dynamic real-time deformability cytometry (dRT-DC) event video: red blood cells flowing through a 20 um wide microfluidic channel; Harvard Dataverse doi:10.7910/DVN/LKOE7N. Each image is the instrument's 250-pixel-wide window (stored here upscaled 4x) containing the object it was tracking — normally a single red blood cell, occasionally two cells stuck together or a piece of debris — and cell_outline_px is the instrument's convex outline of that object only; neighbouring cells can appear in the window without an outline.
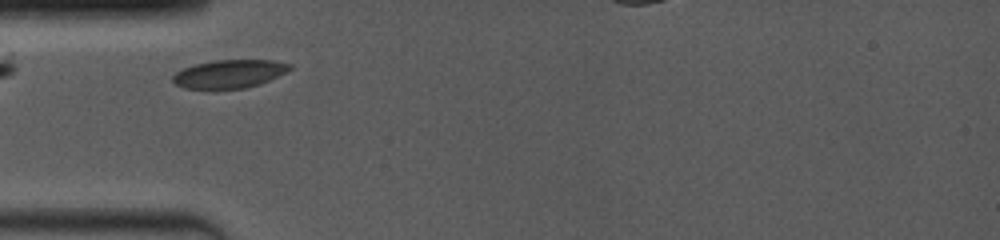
{"species": "common noctule bat (a hibernating species)", "species_latin": "Nyctalus noctula", "temperature_condition": "room temperature", "stored_images_in_passage": 5, "segment_of_instrument_passage": [1, 2], "camera_frame_rate_fps": 4000, "um_per_image_px": 0.085, "animal": {"sex": "female", "body_mass_g": 19.0, "forearm_length_mm": 53.3}, "frame": {"image": 1, "passage_image": 1, "time_ms": 0.0, "image_size_px": [1000, 240], "cell_outline_px": [[292, 68], [260, 84], [244, 88], [212, 92], [184, 88], [176, 84], [172, 80], [172, 76], [176, 72], [184, 68], [196, 64], [216, 60], [272, 60], [292, 64]], "centroid_in_image_um": [19.43, 6.33], "position_along_channel_um": 65.6, "area_um2": 19.77}}
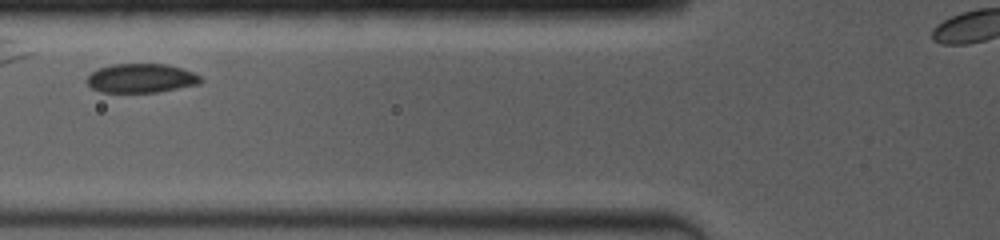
{"frame": {"image": 2, "passage_image": 3, "time_ms": 1.25, "image_size_px": [1000, 240], "cell_outline_px": [[204, 80], [200, 84], [156, 92], [100, 92], [92, 88], [88, 84], [88, 76], [92, 72], [100, 68], [112, 64], [168, 64], [192, 72], [200, 76]], "centroid_in_image_um": [12.02, 6.65], "position_along_channel_um": 113.8, "area_um2": 19.13}}